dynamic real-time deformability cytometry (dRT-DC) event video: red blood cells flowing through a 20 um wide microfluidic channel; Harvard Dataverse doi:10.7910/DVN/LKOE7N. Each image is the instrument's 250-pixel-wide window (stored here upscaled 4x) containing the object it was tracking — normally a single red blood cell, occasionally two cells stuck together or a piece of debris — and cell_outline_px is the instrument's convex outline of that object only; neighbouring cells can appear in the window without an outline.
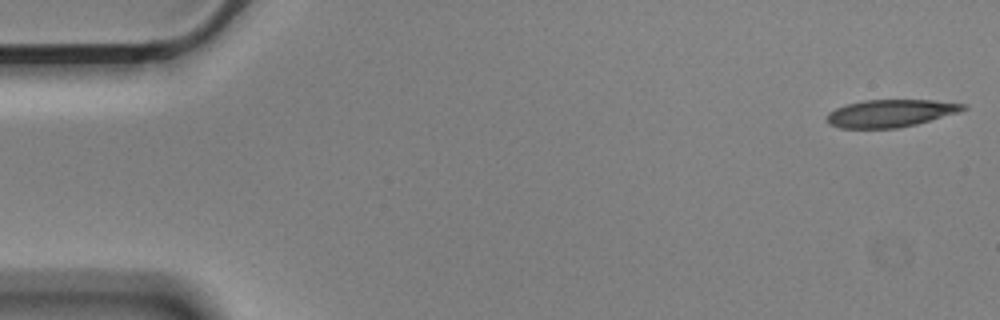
{"species": "Egyptian fruit bat (a non-hibernating species)", "species_latin": "Rousettus aegyptiacus", "temperature_condition": "cold", "stored_images_in_passage": 55, "camera_frame_rate_fps": 3000, "um_per_image_px": 0.085, "animal": {"sex": "male"}, "frame": {"image": 1, "passage_image": 1, "time_ms": 0.0, "image_size_px": [1000, 320], "cell_outline_px": [[968, 108], [956, 112], [916, 124], [900, 128], [840, 128], [828, 124], [828, 112], [836, 108], [848, 104], [864, 100], [932, 100], [968, 104]], "centroid_in_image_um": [75.68, 9.62], "position_along_channel_um": 9.3, "area_um2": 21.62}}
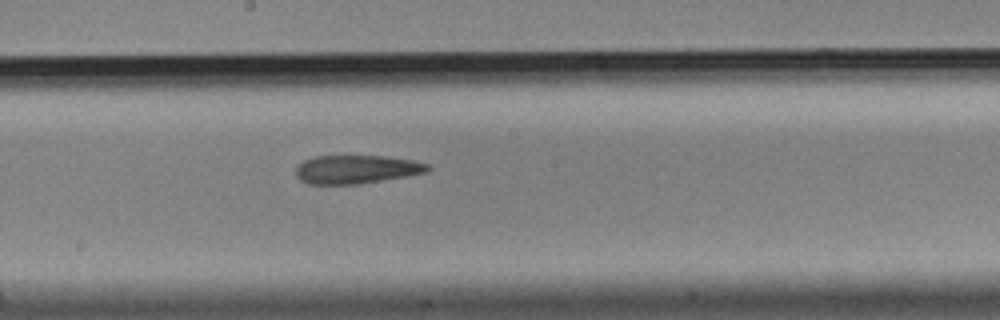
{"frame": {"image": 2, "passage_image": 29, "time_ms": 9.333, "image_size_px": [1000, 320], "cell_outline_px": [[432, 168], [428, 172], [356, 184], [308, 184], [300, 180], [296, 176], [296, 164], [304, 160], [316, 156], [384, 156], [412, 160], [428, 164]], "centroid_in_image_um": [30.26, 14.39], "position_along_channel_um": 217.9, "area_um2": 21.79}}
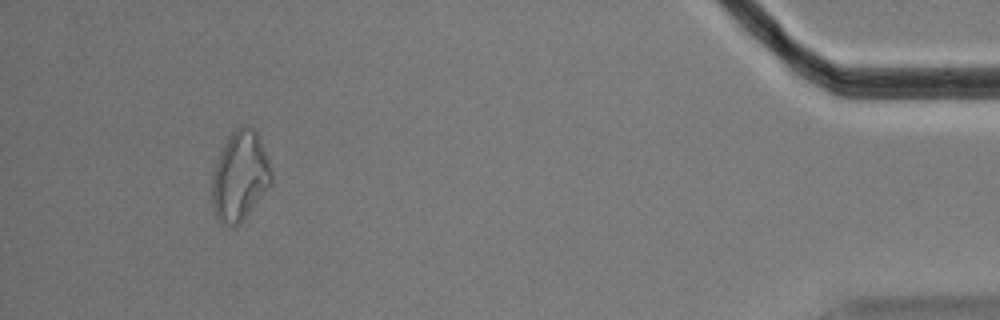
{"frame": {"image": 3, "passage_image": 51, "time_ms": 16.667, "image_size_px": [1000, 320], "cell_outline_px": [[272, 184], [240, 224], [232, 228], [228, 228], [220, 224], [216, 216], [212, 204], [212, 176], [216, 160], [224, 144], [232, 132], [240, 124], [244, 124], [256, 128], [272, 168]], "centroid_in_image_um": [20.4, 14.98], "position_along_channel_um": 414.8, "area_um2": 31.67}, "authors_computed_cell_mechanics": {"area_um2": 23.409, "velocity_mm_per_s": 3.584, "shape_relaxation_time_tau1_ms": null, "shape_relaxation_time_tau2_ms": 5.1996, "deformation_change_tau1": null, "deformation_change_tau2": 0.1648}}